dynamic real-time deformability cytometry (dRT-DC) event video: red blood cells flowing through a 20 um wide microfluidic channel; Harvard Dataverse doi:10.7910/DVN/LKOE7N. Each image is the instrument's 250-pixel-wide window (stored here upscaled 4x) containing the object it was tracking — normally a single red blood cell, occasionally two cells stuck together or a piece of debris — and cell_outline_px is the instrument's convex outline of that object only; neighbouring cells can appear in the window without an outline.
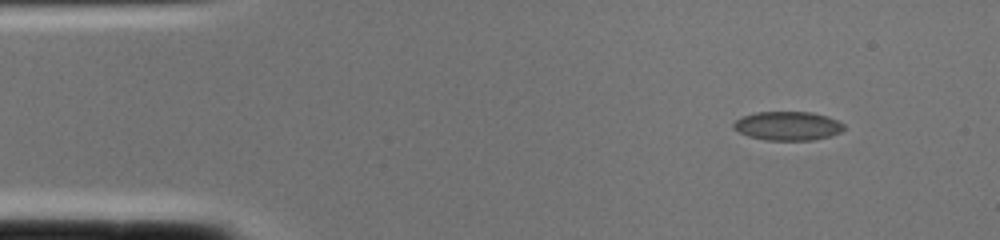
{"species": "common noctule bat (a hibernating species)", "species_latin": "Nyctalus noctula", "temperature_condition": "cold", "stored_images_in_passage": 1, "camera_frame_rate_fps": 3000, "um_per_image_px": 0.085, "animal": {"sex": "female", "body_mass_g": 22.0, "forearm_length_mm": 56.7}, "frame": {"image": 1, "passage_image": 1, "time_ms": 0.0, "image_size_px": [1000, 240], "cell_outline_px": [[844, 128], [840, 132], [832, 136], [812, 140], [764, 140], [748, 136], [732, 128], [732, 124], [740, 116], [756, 112], [812, 112], [828, 116], [844, 124]], "centroid_in_image_um": [66.94, 10.7], "position_along_channel_um": 18.1, "area_um2": 18.73}}